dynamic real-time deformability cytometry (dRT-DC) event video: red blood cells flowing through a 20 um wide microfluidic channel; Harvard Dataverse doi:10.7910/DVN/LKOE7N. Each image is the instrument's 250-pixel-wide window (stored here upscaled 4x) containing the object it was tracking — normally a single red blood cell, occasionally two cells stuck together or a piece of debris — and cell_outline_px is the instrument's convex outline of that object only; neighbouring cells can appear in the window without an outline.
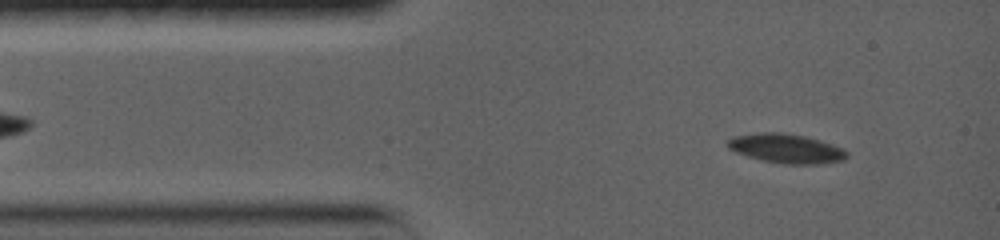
{"species": "common noctule bat (a hibernating species)", "species_latin": "Nyctalus noctula", "temperature_condition": "warm", "stored_images_in_passage": 62, "segment_of_instrument_passage": [1, 2], "camera_frame_rate_fps": 5000, "um_per_image_px": 0.085, "animal": {"sex": "female", "body_mass_g": 19.0, "forearm_length_mm": 56.7}, "frame": {"image": 1, "passage_image": 3, "time_ms": 0.8, "image_size_px": [1000, 240], "cell_outline_px": [[848, 156], [844, 160], [820, 164], [784, 164], [764, 160], [748, 156], [736, 152], [728, 148], [724, 144], [724, 140], [732, 136], [760, 132], [780, 132], [804, 136], [820, 140], [844, 148], [848, 152]], "centroid_in_image_um": [66.8, 12.61], "position_along_channel_um": 18.2, "area_um2": 20.58}}
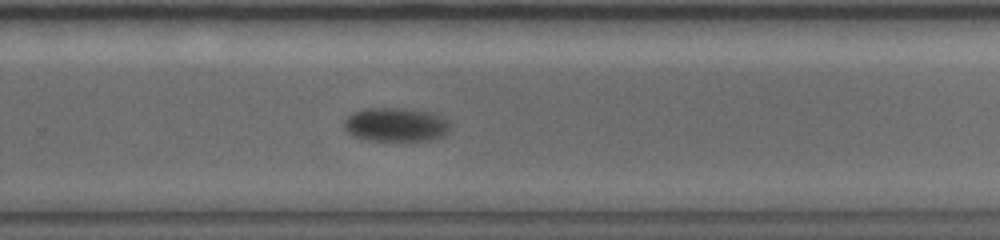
{"frame": {"image": 2, "passage_image": 31, "time_ms": 10.0, "image_size_px": [1000, 240], "cell_outline_px": [[452, 124], [448, 132], [444, 136], [432, 140], [404, 144], [368, 140], [352, 136], [344, 128], [344, 120], [348, 116], [364, 108], [404, 108], [432, 112], [440, 116]], "centroid_in_image_um": [33.69, 10.65], "position_along_channel_um": 296.1, "area_um2": 21.96}}
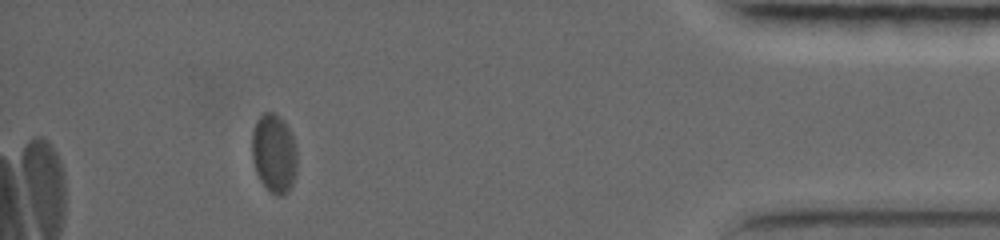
{"frame": {"image": 3, "passage_image": 52, "time_ms": 15.0, "image_size_px": [1000, 240], "cell_outline_px": [[296, 176], [288, 192], [284, 196], [280, 196], [272, 192], [260, 180], [256, 172], [252, 160], [252, 132], [256, 120], [264, 112], [272, 112], [284, 120], [296, 144]], "centroid_in_image_um": [23.29, 13.03], "position_along_channel_um": 411.9, "area_um2": 20.81}}